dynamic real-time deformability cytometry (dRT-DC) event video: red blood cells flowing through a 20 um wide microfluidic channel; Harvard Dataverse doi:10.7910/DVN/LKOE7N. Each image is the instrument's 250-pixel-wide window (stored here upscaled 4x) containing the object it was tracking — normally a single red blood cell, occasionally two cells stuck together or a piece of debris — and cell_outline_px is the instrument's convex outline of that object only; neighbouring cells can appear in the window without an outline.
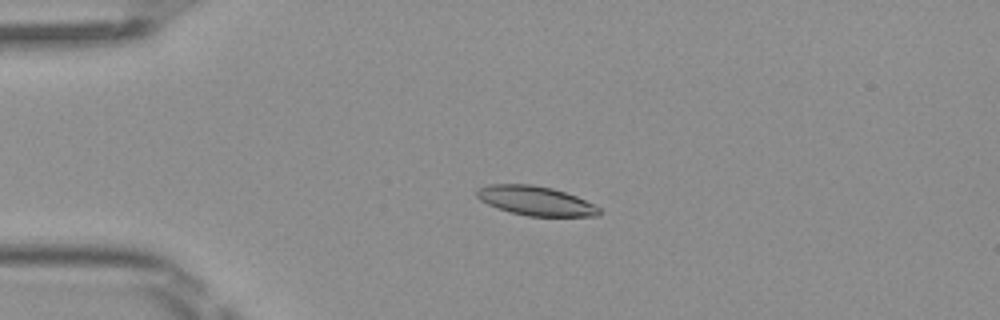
{"species": "Egyptian fruit bat (a non-hibernating species)", "species_latin": "Rousettus aegyptiacus", "temperature_condition": "room temperature", "stored_images_in_passage": 49, "camera_frame_rate_fps": 3000, "um_per_image_px": 0.085, "frame": {"image": 1, "passage_image": 11, "time_ms": 3.333, "image_size_px": [1000, 320], "cell_outline_px": [[600, 216], [528, 216], [496, 208], [480, 200], [476, 196], [476, 188], [488, 184], [532, 184], [552, 188], [576, 196], [600, 208]], "centroid_in_image_um": [45.48, 17.06], "position_along_channel_um": 39.5, "area_um2": 20.87}}
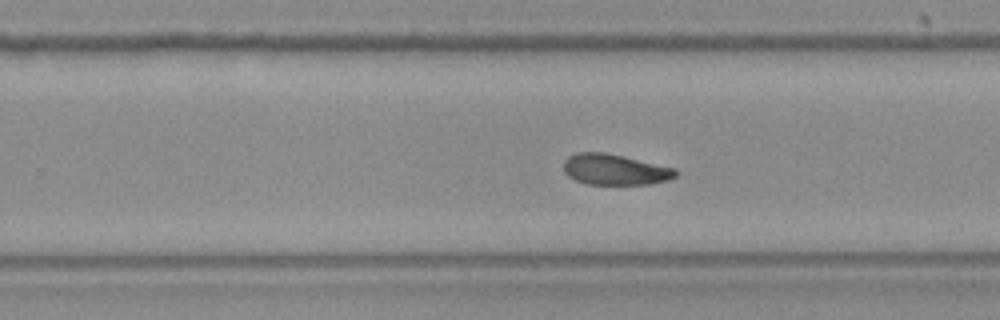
{"frame": {"image": 2, "passage_image": 31, "time_ms": 10.0, "image_size_px": [1000, 320], "cell_outline_px": [[680, 172], [676, 176], [668, 180], [648, 184], [588, 184], [576, 180], [568, 176], [564, 172], [564, 160], [568, 156], [576, 152], [604, 152], [624, 156], [676, 168]], "centroid_in_image_um": [52.28, 14.4], "position_along_channel_um": 277.5, "area_um2": 20.23}}
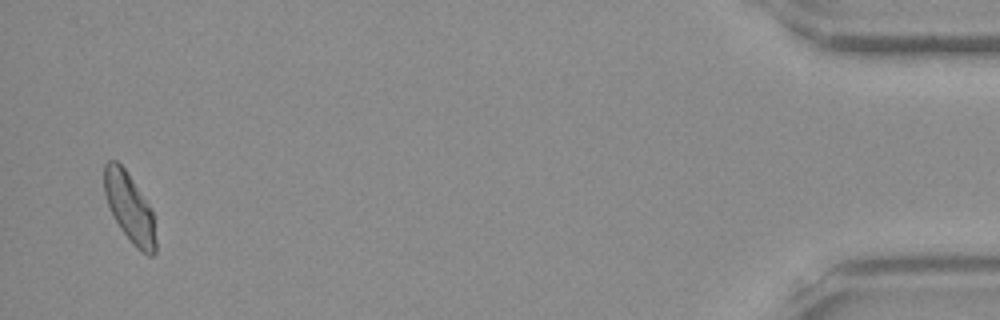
{"frame": {"image": 3, "passage_image": 48, "time_ms": 15.667, "image_size_px": [1000, 320], "cell_outline_px": [[156, 252], [152, 256], [148, 256], [136, 248], [132, 244], [120, 228], [108, 204], [104, 192], [104, 164], [108, 160], [116, 160], [124, 168], [152, 208], [156, 240]], "centroid_in_image_um": [11.03, 17.67], "position_along_channel_um": 424.2, "area_um2": 20.69}, "authors_computed_cell_mechanics": {"area_um2": 20.7502, "velocity_mm_per_s": 4.0573, "shape_relaxation_time_tau1_ms": 5.2701, "shape_relaxation_time_tau2_ms": null, "deformation_change_tau1": 0.1757, "deformation_change_tau2": null}}